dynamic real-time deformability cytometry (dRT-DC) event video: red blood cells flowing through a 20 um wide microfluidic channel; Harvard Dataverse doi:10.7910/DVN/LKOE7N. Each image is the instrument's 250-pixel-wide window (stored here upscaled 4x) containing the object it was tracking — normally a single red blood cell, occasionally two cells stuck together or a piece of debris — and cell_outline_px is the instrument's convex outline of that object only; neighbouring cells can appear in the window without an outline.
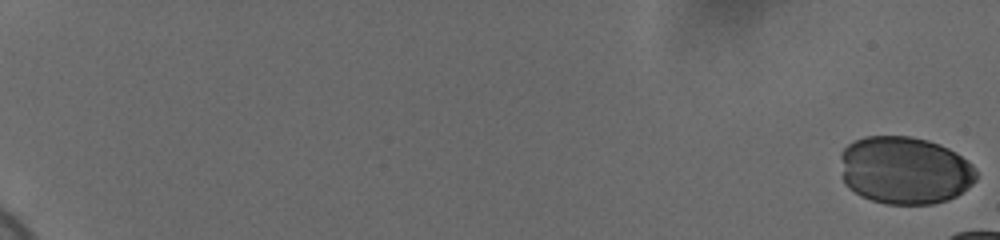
{"species": "human", "species_latin": "Homo sapiens", "temperature_condition": "cold", "stored_images_in_passage": 15, "camera_frame_rate_fps": 3000, "um_per_image_px": 0.085, "donor": {"sex": "female"}, "frame": {"image": 1, "passage_image": 1, "time_ms": 0.0, "image_size_px": [1000, 240], "cell_outline_px": [[976, 180], [968, 188], [956, 196], [948, 200], [932, 204], [884, 204], [860, 196], [848, 188], [844, 184], [840, 156], [840, 152], [848, 144], [864, 136], [908, 136], [928, 140], [940, 144], [956, 152], [968, 160], [976, 168]], "centroid_in_image_um": [76.9, 14.48], "position_along_channel_um": 8.1, "area_um2": 54.1}}